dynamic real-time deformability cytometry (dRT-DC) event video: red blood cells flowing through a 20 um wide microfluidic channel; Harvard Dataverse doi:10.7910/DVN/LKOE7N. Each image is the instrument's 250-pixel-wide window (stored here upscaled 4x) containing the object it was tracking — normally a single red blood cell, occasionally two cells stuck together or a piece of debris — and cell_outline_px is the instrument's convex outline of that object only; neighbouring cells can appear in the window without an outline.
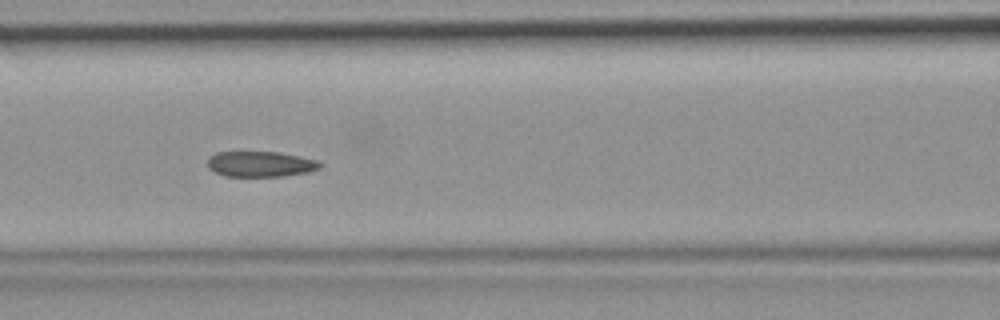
{"species": "common noctule bat (a hibernating species)", "species_latin": "Nyctalus noctula", "temperature_condition": "room temperature", "stored_images_in_passage": 30, "camera_frame_rate_fps": 3000, "um_per_image_px": 0.085, "animal": {"sex": "female", "body_mass_g": 19.9}, "frame": {"image": 1, "passage_image": 13, "time_ms": 4.0, "image_size_px": [1000, 320], "cell_outline_px": [[324, 164], [320, 168], [308, 172], [284, 176], [224, 176], [208, 168], [208, 160], [216, 152], [280, 152], [320, 160]], "centroid_in_image_um": [22.21, 13.94], "position_along_channel_um": 144.4, "area_um2": 16.82}}
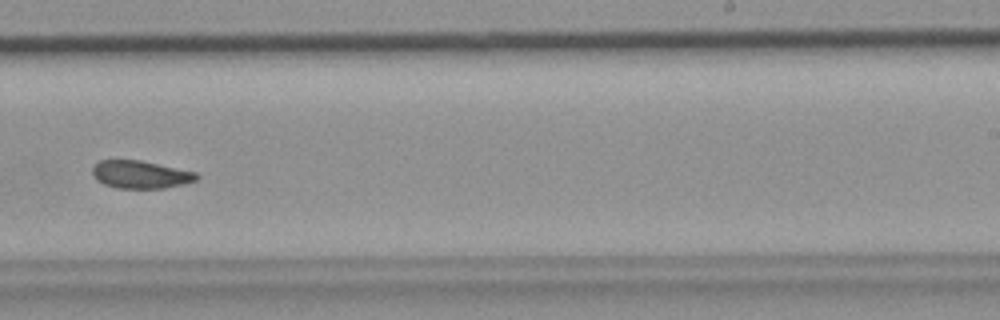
{"frame": {"image": 2, "passage_image": 22, "time_ms": 7.0, "image_size_px": [1000, 320], "cell_outline_px": [[200, 176], [196, 180], [184, 184], [164, 188], [116, 188], [104, 184], [96, 180], [92, 172], [92, 168], [100, 160], [140, 160], [196, 172]], "centroid_in_image_um": [11.95, 14.84], "position_along_channel_um": 277.1, "area_um2": 16.82}}
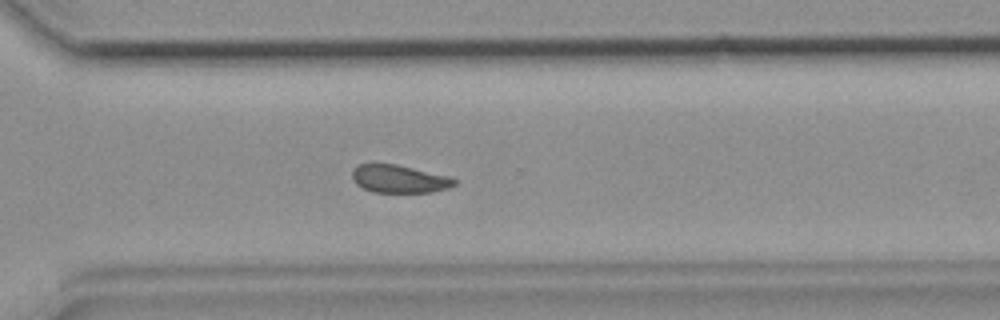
{"frame": {"image": 3, "passage_image": 26, "time_ms": 8.333, "image_size_px": [1000, 320], "cell_outline_px": [[456, 184], [448, 188], [432, 192], [372, 192], [356, 184], [352, 180], [352, 168], [360, 164], [396, 164], [448, 176], [456, 180]], "centroid_in_image_um": [33.9, 15.21], "position_along_channel_um": 336.7, "area_um2": 16.53}}